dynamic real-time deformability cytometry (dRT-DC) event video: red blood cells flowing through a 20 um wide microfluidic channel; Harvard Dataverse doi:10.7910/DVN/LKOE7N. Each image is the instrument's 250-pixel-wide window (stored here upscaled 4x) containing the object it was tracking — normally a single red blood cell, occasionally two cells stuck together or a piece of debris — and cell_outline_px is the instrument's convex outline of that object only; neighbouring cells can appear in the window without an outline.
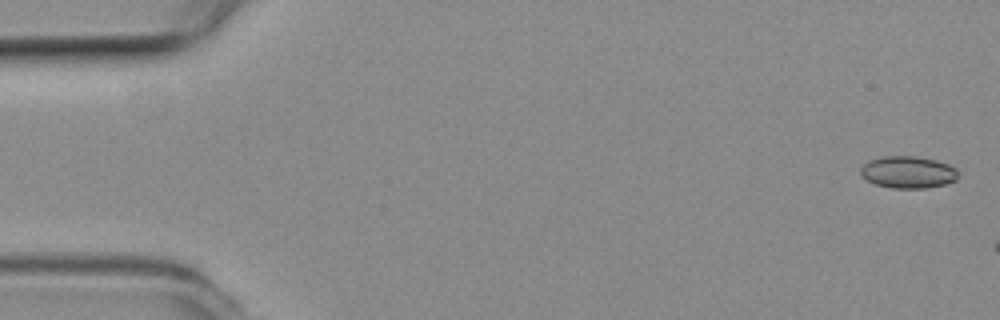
{"species": "common noctule bat (a hibernating species)", "species_latin": "Nyctalus noctula", "temperature_condition": "room temperature", "stored_images_in_passage": 3, "camera_frame_rate_fps": 3000, "um_per_image_px": 0.085, "animal": {"sex": "female", "body_mass_g": 19.3, "forearm_length_mm": 54.1}, "frame": {"image": 1, "passage_image": 1, "time_ms": 0.0, "image_size_px": [1000, 320], "cell_outline_px": [[960, 176], [956, 180], [944, 184], [924, 188], [892, 188], [876, 184], [860, 176], [860, 168], [868, 160], [880, 156], [916, 156], [936, 160], [948, 164], [956, 168], [960, 172]], "centroid_in_image_um": [77.19, 14.62], "position_along_channel_um": 7.8, "area_um2": 18.44}}